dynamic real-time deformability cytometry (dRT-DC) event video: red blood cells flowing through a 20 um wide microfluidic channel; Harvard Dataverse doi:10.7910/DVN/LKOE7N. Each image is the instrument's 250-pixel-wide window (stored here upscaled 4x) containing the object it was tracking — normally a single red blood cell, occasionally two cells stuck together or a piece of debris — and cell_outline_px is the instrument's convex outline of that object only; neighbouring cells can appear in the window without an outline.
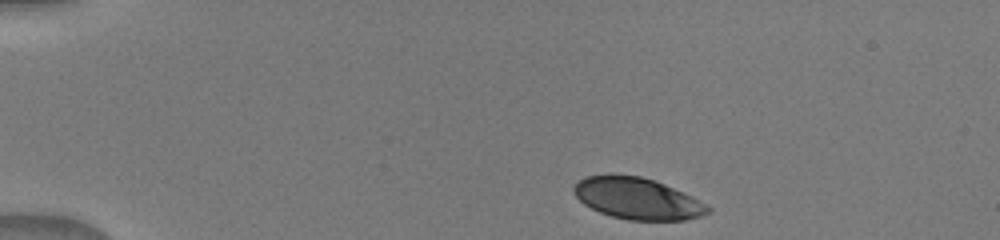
{"species": "human", "species_latin": "Homo sapiens", "temperature_condition": "warm", "stored_images_in_passage": 16, "camera_frame_rate_fps": 3000, "um_per_image_px": 0.085, "donor": {"sex": "male"}, "frame": {"image": 1, "passage_image": 1, "time_ms": 0.0, "image_size_px": [1000, 240], "cell_outline_px": [[712, 208], [708, 212], [700, 216], [684, 220], [628, 220], [612, 216], [600, 212], [584, 204], [576, 196], [572, 188], [584, 176], [640, 176], [664, 184]], "centroid_in_image_um": [54.14, 16.9], "position_along_channel_um": 30.9, "area_um2": 31.39}}
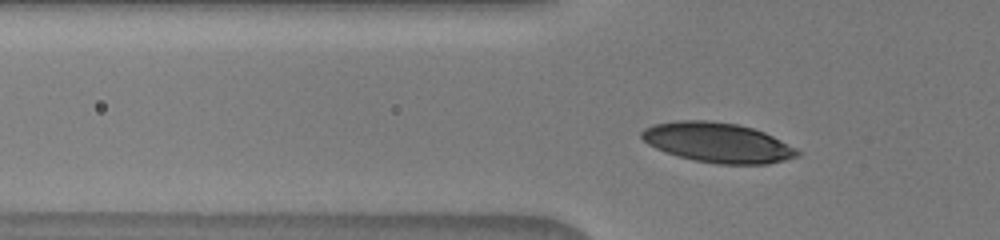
{"frame": {"image": 2, "passage_image": 6, "time_ms": 2.667, "image_size_px": [1000, 240], "cell_outline_px": [[800, 156], [768, 164], [716, 164], [696, 160], [664, 152], [648, 144], [640, 136], [640, 132], [644, 128], [652, 124], [676, 120], [708, 120], [736, 124], [752, 128], [764, 132], [796, 148], [800, 152]], "centroid_in_image_um": [60.98, 12.11], "position_along_channel_um": 64.8, "area_um2": 36.13}}
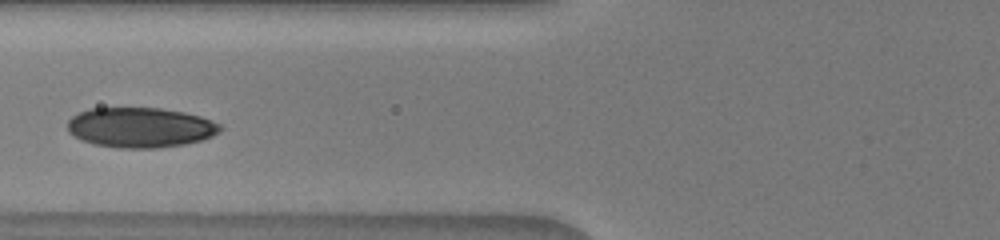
{"frame": {"image": 3, "passage_image": 8, "time_ms": 4.0, "image_size_px": [1000, 240], "cell_outline_px": [[220, 132], [212, 136], [200, 140], [184, 144], [156, 148], [120, 148], [96, 144], [72, 136], [68, 132], [68, 120], [76, 112], [88, 108], [160, 108], [184, 112], [200, 116], [212, 120], [220, 124]], "centroid_in_image_um": [11.9, 10.82], "position_along_channel_um": 113.9, "area_um2": 35.66}}